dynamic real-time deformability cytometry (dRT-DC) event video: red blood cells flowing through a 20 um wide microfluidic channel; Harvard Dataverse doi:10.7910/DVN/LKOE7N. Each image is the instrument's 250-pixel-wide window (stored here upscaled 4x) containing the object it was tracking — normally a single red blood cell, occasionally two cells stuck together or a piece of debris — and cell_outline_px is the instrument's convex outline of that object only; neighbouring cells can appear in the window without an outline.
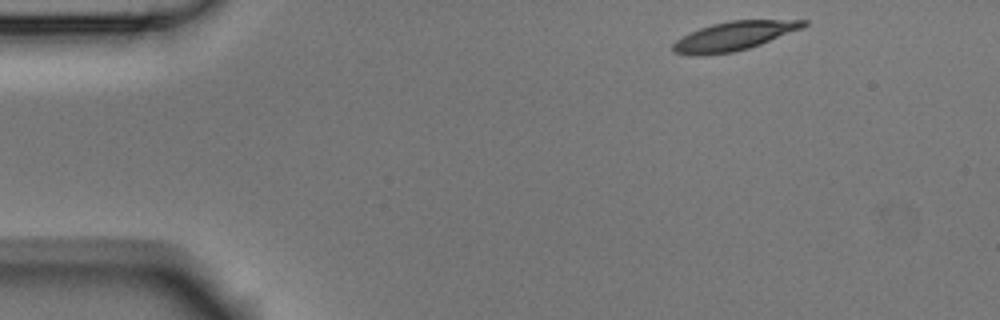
{"species": "Egyptian fruit bat (a non-hibernating species)", "species_latin": "Rousettus aegyptiacus", "temperature_condition": "room temperature", "stored_images_in_passage": 3, "camera_frame_rate_fps": 3000, "um_per_image_px": 0.085, "animal": {"sex": "male"}, "frame": {"image": 1, "passage_image": 1, "time_ms": 0.0, "image_size_px": [1000, 320], "cell_outline_px": [[808, 24], [804, 28], [760, 44], [748, 48], [732, 52], [696, 56], [676, 52], [672, 48], [672, 44], [676, 40], [700, 28], [712, 24], [732, 20], [808, 20]], "centroid_in_image_um": [62.43, 3.05], "position_along_channel_um": 22.6, "area_um2": 21.73}}